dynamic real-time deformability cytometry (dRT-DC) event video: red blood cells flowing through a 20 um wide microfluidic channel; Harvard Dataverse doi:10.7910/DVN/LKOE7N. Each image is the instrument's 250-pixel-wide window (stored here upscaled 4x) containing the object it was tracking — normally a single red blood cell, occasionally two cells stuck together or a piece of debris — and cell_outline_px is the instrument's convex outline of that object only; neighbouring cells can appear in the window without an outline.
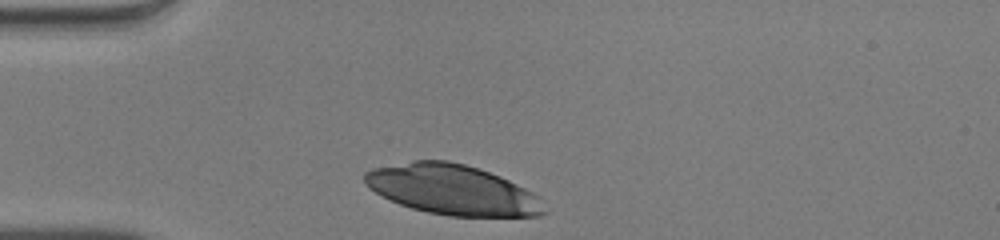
{"species": "human", "species_latin": "Homo sapiens", "temperature_condition": "warm", "stored_images_in_passage": 28, "camera_frame_rate_fps": 3000, "um_per_image_px": 0.085, "donor": {"sex": "male"}, "frame": {"image": 1, "passage_image": 1, "time_ms": 0.0, "image_size_px": [1000, 240], "cell_outline_px": [[548, 212], [540, 216], [448, 216], [428, 212], [412, 208], [400, 204], [368, 188], [364, 184], [364, 172], [372, 168], [416, 160], [448, 160], [464, 164], [500, 176], [532, 192], [536, 196]], "centroid_in_image_um": [38.43, 16.13], "position_along_channel_um": 46.6, "area_um2": 51.96}}
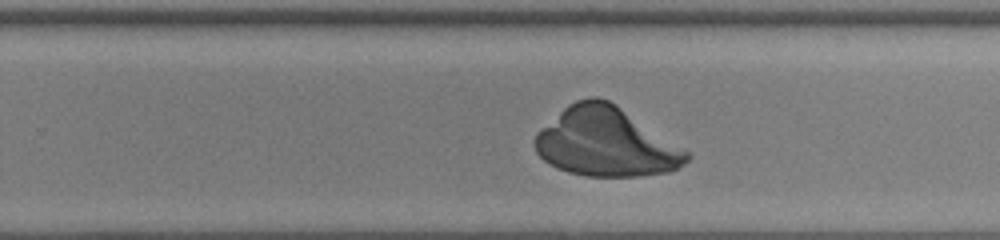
{"frame": {"image": 2, "passage_image": 20, "time_ms": 6.333, "image_size_px": [1000, 240], "cell_outline_px": [[692, 156], [688, 160], [676, 168], [668, 172], [640, 176], [588, 176], [568, 172], [556, 168], [544, 160], [536, 152], [532, 144], [532, 140], [536, 132], [568, 104], [576, 100], [588, 96], [596, 96], [608, 100], [688, 152]], "centroid_in_image_um": [51.42, 12.09], "position_along_channel_um": 278.4, "area_um2": 60.4}}